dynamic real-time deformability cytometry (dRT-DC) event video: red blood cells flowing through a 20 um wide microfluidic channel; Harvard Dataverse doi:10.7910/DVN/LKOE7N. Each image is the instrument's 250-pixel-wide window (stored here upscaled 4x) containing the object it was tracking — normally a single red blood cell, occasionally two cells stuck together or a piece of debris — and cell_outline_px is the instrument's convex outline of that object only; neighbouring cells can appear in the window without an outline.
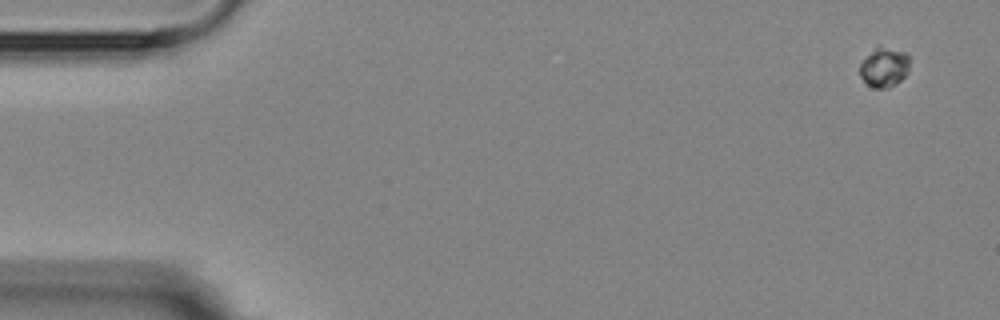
{"species": "Egyptian fruit bat (a non-hibernating species)", "species_latin": "Rousettus aegyptiacus", "temperature_condition": "room temperature", "stored_images_in_passage": 4, "camera_frame_rate_fps": 3000, "um_per_image_px": 0.085, "animal": {"sex": "female"}, "frame": {"image": 1, "passage_image": 1, "time_ms": 0.0, "image_size_px": [1000, 320], "cell_outline_px": [[908, 72], [900, 80], [888, 88], [872, 88], [860, 76], [860, 64], [876, 48], [880, 48], [904, 52], [908, 56]], "centroid_in_image_um": [75.15, 5.77], "position_along_channel_um": 9.8, "area_um2": 10.87}}
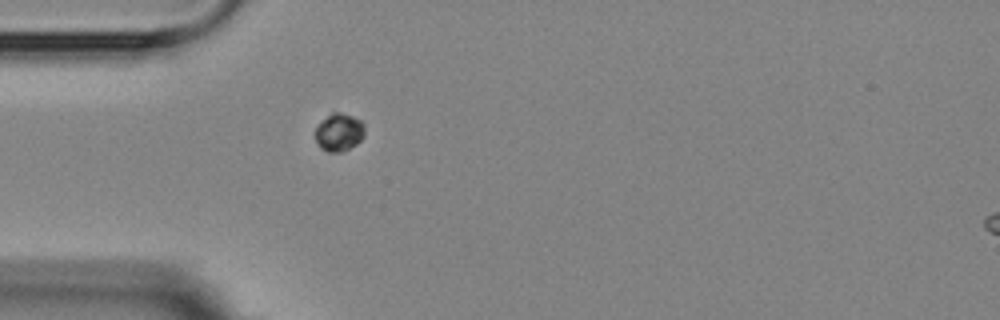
{"frame": {"image": 2, "passage_image": 4, "time_ms": 4.667, "image_size_px": [1000, 320], "cell_outline_px": [[364, 136], [356, 144], [340, 152], [328, 152], [320, 148], [316, 140], [316, 128], [332, 112], [340, 112], [352, 116], [360, 120], [364, 124]], "centroid_in_image_um": [28.83, 11.25], "position_along_channel_um": 56.2, "area_um2": 10.64}}